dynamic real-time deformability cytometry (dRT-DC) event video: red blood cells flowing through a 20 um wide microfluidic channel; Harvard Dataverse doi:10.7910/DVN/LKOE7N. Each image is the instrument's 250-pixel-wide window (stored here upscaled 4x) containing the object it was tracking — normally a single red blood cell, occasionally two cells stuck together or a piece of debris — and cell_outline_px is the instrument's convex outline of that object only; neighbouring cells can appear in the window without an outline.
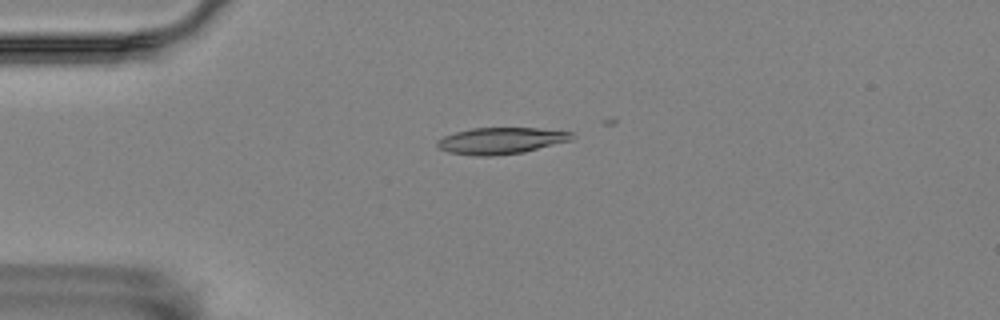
{"species": "Egyptian fruit bat (a non-hibernating species)", "species_latin": "Rousettus aegyptiacus", "temperature_condition": "room temperature", "stored_images_in_passage": 14, "camera_frame_rate_fps": 3000, "um_per_image_px": 0.085, "animal": {"sex": "female"}, "frame": {"image": 1, "passage_image": 8, "time_ms": 2.333, "image_size_px": [1000, 320], "cell_outline_px": [[572, 140], [524, 152], [492, 156], [476, 156], [448, 152], [440, 148], [436, 144], [436, 140], [444, 136], [456, 132], [472, 128], [536, 128], [572, 132]], "centroid_in_image_um": [42.56, 11.96], "position_along_channel_um": 42.4, "area_um2": 20.69}}